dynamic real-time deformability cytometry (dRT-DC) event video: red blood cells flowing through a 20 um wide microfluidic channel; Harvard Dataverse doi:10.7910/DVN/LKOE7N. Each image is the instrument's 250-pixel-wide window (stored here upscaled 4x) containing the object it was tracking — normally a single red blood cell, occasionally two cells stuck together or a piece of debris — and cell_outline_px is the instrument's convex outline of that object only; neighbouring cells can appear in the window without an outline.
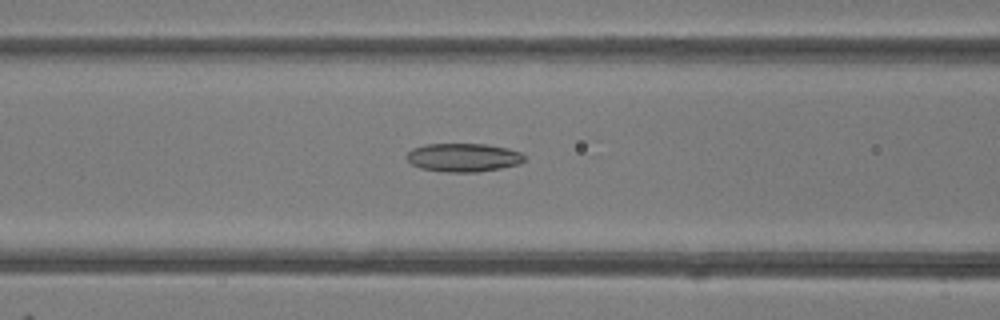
{"species": "common noctule bat (a hibernating species)", "species_latin": "Nyctalus noctula", "temperature_condition": "room temperature", "stored_images_in_passage": 51, "camera_frame_rate_fps": 3000, "um_per_image_px": 0.085, "animal": {"sex": "female"}, "frame": {"image": 1, "passage_image": 21, "time_ms": 6.667, "image_size_px": [1000, 320], "cell_outline_px": [[524, 160], [520, 164], [500, 168], [476, 172], [448, 172], [420, 168], [412, 164], [404, 156], [412, 148], [424, 144], [484, 144], [508, 148], [520, 152], [524, 156]], "centroid_in_image_um": [39.36, 13.38], "position_along_channel_um": 127.2, "area_um2": 19.54}}
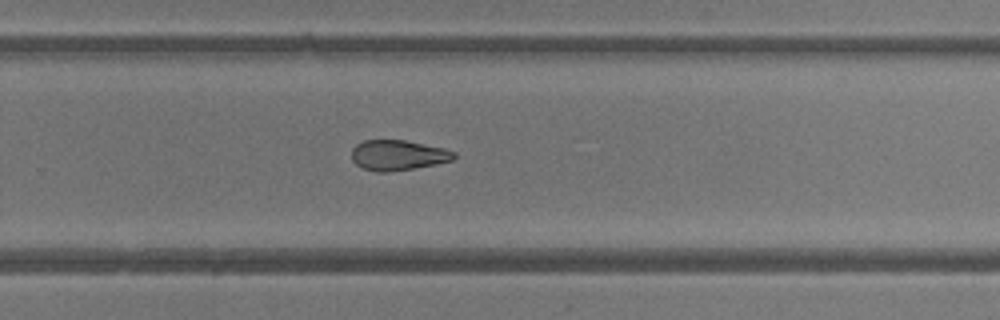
{"frame": {"image": 2, "passage_image": 33, "time_ms": 10.667, "image_size_px": [1000, 320], "cell_outline_px": [[456, 156], [452, 160], [412, 168], [388, 172], [376, 172], [364, 168], [356, 164], [352, 160], [352, 148], [356, 144], [364, 140], [404, 140], [444, 148], [456, 152]], "centroid_in_image_um": [33.8, 13.18], "position_along_channel_um": 296.0, "area_um2": 17.86}}
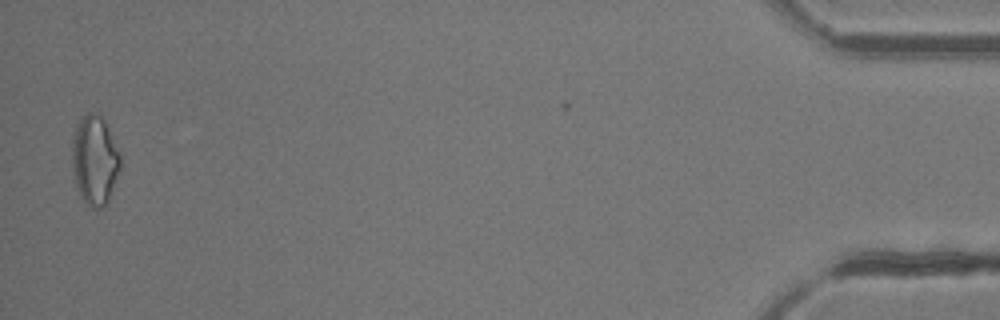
{"frame": {"image": 3, "passage_image": 49, "time_ms": 16.0, "image_size_px": [1000, 320], "cell_outline_px": [[120, 168], [108, 204], [104, 208], [92, 208], [80, 196], [76, 184], [72, 164], [72, 140], [76, 124], [80, 116], [88, 112], [92, 112], [100, 116], [104, 120], [120, 152]], "centroid_in_image_um": [8.05, 13.61], "position_along_channel_um": 427.1, "area_um2": 25.32}}